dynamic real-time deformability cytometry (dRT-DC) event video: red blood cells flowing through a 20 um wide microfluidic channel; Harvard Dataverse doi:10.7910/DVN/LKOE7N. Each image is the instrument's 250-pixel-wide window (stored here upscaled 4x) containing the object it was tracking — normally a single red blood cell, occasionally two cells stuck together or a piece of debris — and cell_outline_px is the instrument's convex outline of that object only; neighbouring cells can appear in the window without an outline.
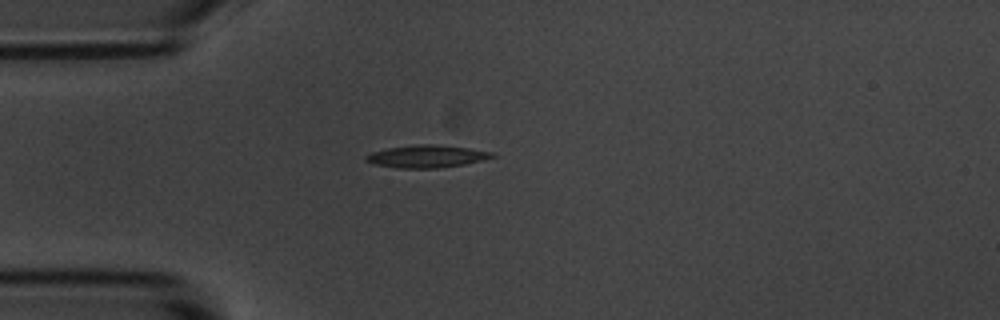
{"species": "common noctule bat (a hibernating species)", "species_latin": "Nyctalus noctula", "temperature_condition": "room temperature", "stored_images_in_passage": 42, "camera_frame_rate_fps": 3000, "um_per_image_px": 0.085, "animal": {"sex": "male", "body_mass_g": 20.1, "forearm_length_mm": 53.5}, "frame": {"image": 1, "passage_image": 1, "time_ms": 0.0, "image_size_px": [1000, 320], "cell_outline_px": [[496, 156], [484, 160], [464, 164], [440, 168], [396, 168], [372, 164], [364, 160], [364, 156], [372, 152], [388, 148], [420, 144], [432, 144], [468, 148], [496, 152]], "centroid_in_image_um": [36.27, 13.3], "position_along_channel_um": 48.7, "area_um2": 16.65}}
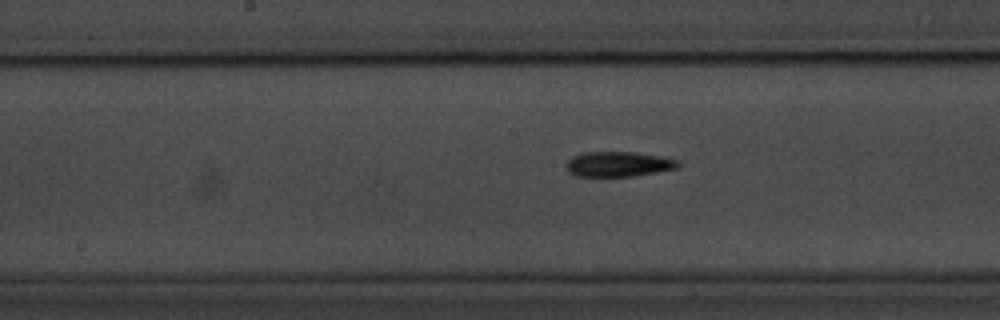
{"frame": {"image": 2, "passage_image": 14, "time_ms": 4.333, "image_size_px": [1000, 320], "cell_outline_px": [[680, 164], [676, 168], [656, 172], [632, 176], [576, 176], [568, 172], [564, 168], [564, 164], [572, 156], [584, 152], [636, 152], [660, 156], [680, 160]], "centroid_in_image_um": [52.52, 13.94], "position_along_channel_um": 195.7, "area_um2": 16.47}}
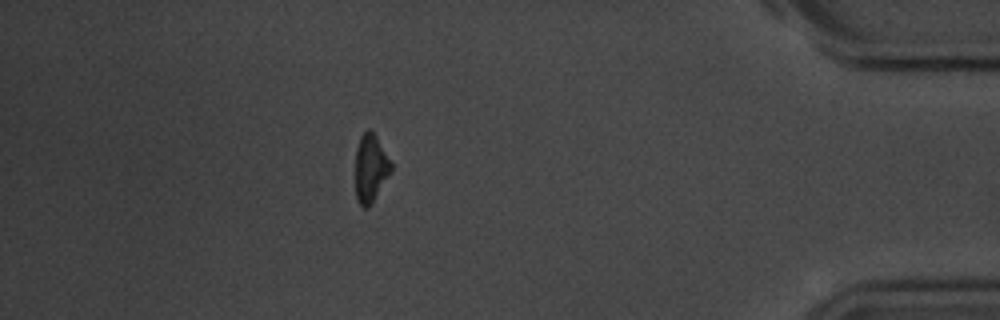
{"frame": {"image": 3, "passage_image": 35, "time_ms": 11.333, "image_size_px": [1000, 320], "cell_outline_px": [[392, 172], [372, 204], [368, 208], [364, 208], [356, 200], [356, 148], [360, 136], [368, 128], [372, 128], [392, 164]], "centroid_in_image_um": [31.51, 14.3], "position_along_channel_um": 403.7, "area_um2": 14.39}, "authors_computed_cell_mechanics": {"area_um2": 15.6349, "velocity_mm_per_s": 3.6329, "shape_relaxation_time_tau1_ms": 3.8292, "shape_relaxation_time_tau2_ms": null, "deformation_change_tau1": 0.1516, "deformation_change_tau2": null}}